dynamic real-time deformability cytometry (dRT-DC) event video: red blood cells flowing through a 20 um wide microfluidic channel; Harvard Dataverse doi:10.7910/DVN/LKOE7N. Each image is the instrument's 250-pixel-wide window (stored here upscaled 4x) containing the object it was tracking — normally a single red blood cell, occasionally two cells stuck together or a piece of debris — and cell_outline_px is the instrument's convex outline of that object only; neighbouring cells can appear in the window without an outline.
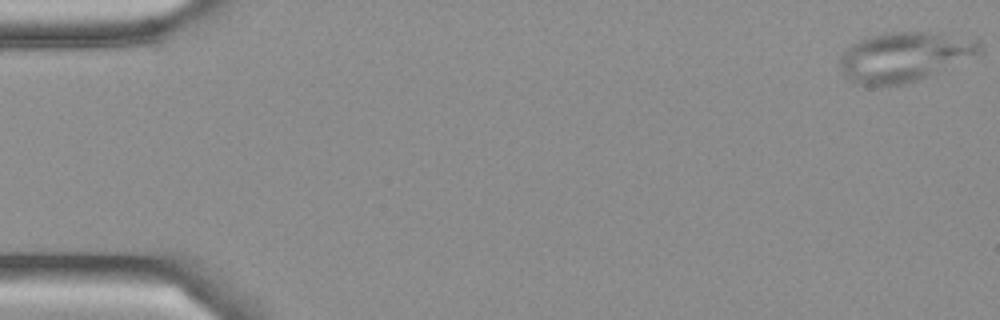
{"species": "Egyptian fruit bat (a non-hibernating species)", "species_latin": "Rousettus aegyptiacus", "temperature_condition": "cold", "stored_images_in_passage": 52, "camera_frame_rate_fps": 3000, "um_per_image_px": 0.085, "frame": {"image": 1, "passage_image": 1, "time_ms": 0.0, "image_size_px": [1000, 320], "cell_outline_px": [[984, 52], [928, 76], [908, 84], [888, 88], [852, 84], [840, 72], [840, 56], [856, 40], [868, 36], [888, 32], [940, 32], [980, 40], [984, 48]], "centroid_in_image_um": [76.86, 4.85], "position_along_channel_um": 8.1, "area_um2": 41.56}}